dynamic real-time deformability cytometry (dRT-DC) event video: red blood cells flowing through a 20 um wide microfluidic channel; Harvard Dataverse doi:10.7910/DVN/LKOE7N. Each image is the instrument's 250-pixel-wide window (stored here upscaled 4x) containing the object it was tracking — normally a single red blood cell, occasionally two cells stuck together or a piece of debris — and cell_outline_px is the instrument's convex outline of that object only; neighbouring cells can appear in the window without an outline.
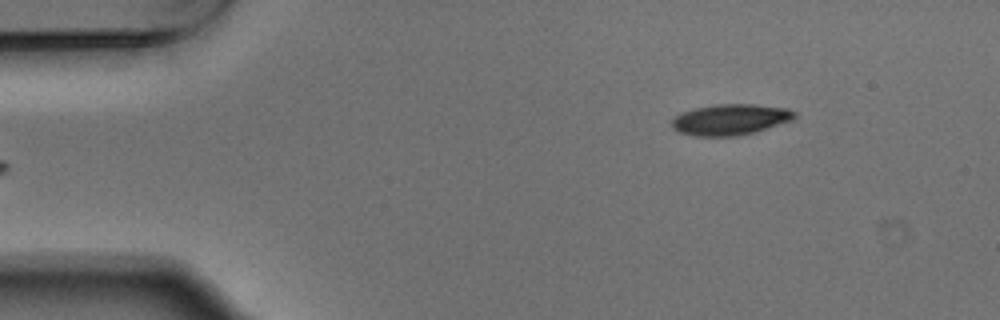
{"species": "Egyptian fruit bat (a non-hibernating species)", "species_latin": "Rousettus aegyptiacus", "temperature_condition": "warm", "stored_images_in_passage": 5, "camera_frame_rate_fps": 3000, "um_per_image_px": 0.085, "animal": {"sex": "male"}, "frame": {"image": 1, "passage_image": 5, "time_ms": 1.333, "image_size_px": [1000, 320], "cell_outline_px": [[796, 116], [792, 120], [752, 132], [736, 136], [696, 136], [680, 132], [672, 128], [672, 120], [680, 112], [696, 108], [716, 104], [756, 104], [788, 108], [796, 112]], "centroid_in_image_um": [62.07, 10.15], "position_along_channel_um": 22.9, "area_um2": 21.96}}